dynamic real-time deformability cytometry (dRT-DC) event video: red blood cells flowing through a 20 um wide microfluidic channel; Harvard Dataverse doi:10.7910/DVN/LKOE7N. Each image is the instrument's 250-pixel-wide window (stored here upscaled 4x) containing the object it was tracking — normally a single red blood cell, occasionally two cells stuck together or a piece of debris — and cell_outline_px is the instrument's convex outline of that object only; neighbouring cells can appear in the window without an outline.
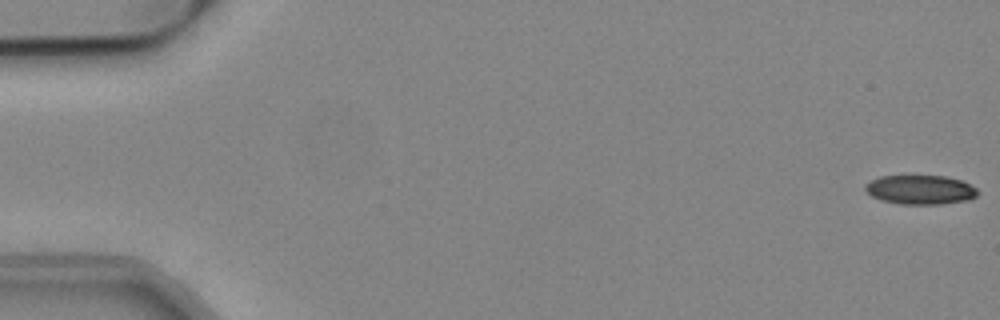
{"species": "common noctule bat (a hibernating species)", "species_latin": "Nyctalus noctula", "temperature_condition": "cold", "stored_images_in_passage": 54, "camera_frame_rate_fps": 3000, "um_per_image_px": 0.085, "animal": {"sex": "male", "body_mass_g": 19.2, "forearm_length_mm": 51.8}, "frame": {"image": 1, "passage_image": 1, "time_ms": 0.0, "image_size_px": [1000, 320], "cell_outline_px": [[976, 196], [968, 200], [940, 204], [900, 204], [880, 200], [872, 196], [864, 188], [864, 184], [880, 176], [948, 176], [960, 180], [976, 188]], "centroid_in_image_um": [78.2, 16.13], "position_along_channel_um": 6.8, "area_um2": 19.02}}
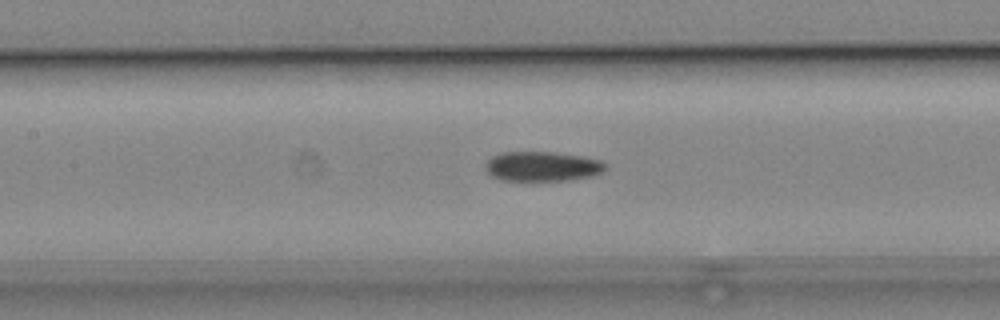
{"frame": {"image": 2, "passage_image": 25, "time_ms": 8.0, "image_size_px": [1000, 320], "cell_outline_px": [[608, 168], [604, 172], [592, 176], [568, 180], [500, 180], [492, 176], [488, 172], [484, 164], [492, 156], [504, 152], [556, 152], [584, 156], [600, 160], [608, 164]], "centroid_in_image_um": [46.15, 14.13], "position_along_channel_um": 161.2, "area_um2": 20.98}}
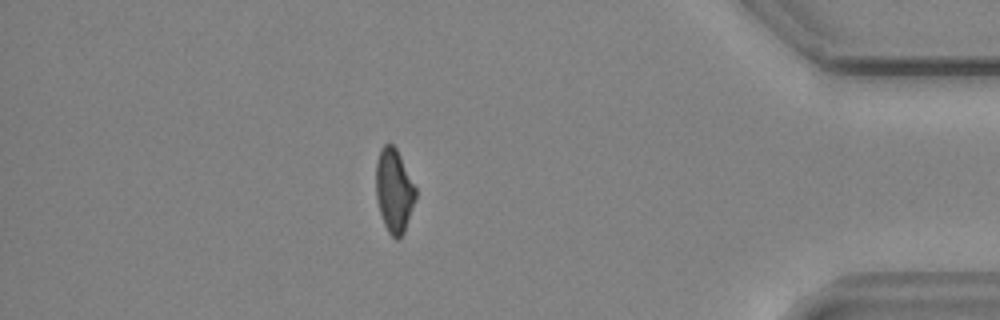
{"frame": {"image": 3, "passage_image": 47, "time_ms": 15.333, "image_size_px": [1000, 320], "cell_outline_px": [[416, 196], [404, 232], [396, 240], [388, 232], [384, 224], [380, 212], [376, 196], [376, 160], [380, 148], [384, 144], [392, 144], [396, 148], [416, 188]], "centroid_in_image_um": [33.48, 16.18], "position_along_channel_um": 401.7, "area_um2": 19.13}}